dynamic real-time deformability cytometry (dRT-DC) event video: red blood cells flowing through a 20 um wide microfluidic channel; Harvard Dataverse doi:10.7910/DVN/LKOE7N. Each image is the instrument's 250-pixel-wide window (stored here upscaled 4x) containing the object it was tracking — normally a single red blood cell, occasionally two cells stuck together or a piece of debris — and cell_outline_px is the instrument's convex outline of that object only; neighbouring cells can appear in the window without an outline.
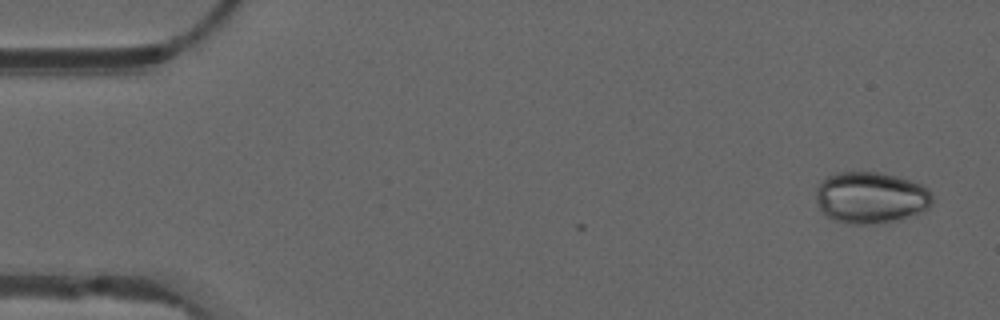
{"species": "common noctule bat (a hibernating species)", "species_latin": "Nyctalus noctula", "temperature_condition": "warm", "stored_images_in_passage": 3, "camera_frame_rate_fps": 3000, "um_per_image_px": 0.085, "animal": {"sex": "male", "forearm_length_mm": 52.5}, "frame": {"image": 1, "passage_image": 3, "time_ms": 0.667, "image_size_px": [1000, 320], "cell_outline_px": [[932, 204], [924, 212], [892, 220], [868, 224], [848, 224], [832, 220], [820, 208], [816, 200], [816, 188], [820, 180], [836, 172], [876, 172], [896, 176], [924, 184], [928, 188], [932, 196]], "centroid_in_image_um": [74.01, 16.78], "position_along_channel_um": 11.0, "area_um2": 35.08}}